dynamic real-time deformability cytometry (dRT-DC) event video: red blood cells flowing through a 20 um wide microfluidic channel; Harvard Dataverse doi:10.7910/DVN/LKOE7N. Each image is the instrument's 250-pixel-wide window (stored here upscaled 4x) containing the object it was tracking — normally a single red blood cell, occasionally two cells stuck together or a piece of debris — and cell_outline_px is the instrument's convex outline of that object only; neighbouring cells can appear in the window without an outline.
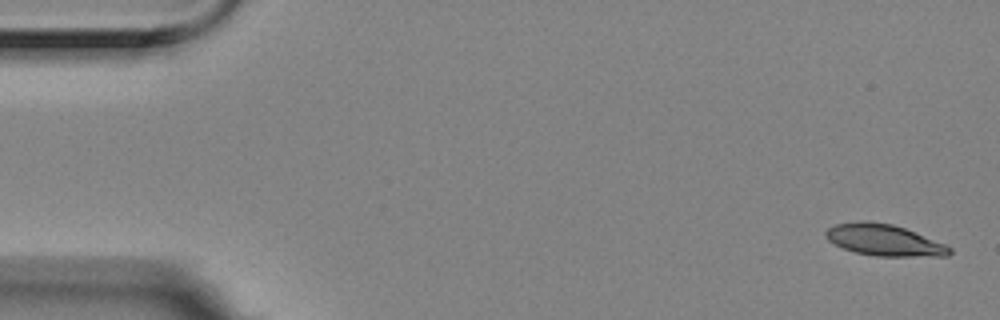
{"species": "Egyptian fruit bat (a non-hibernating species)", "species_latin": "Rousettus aegyptiacus", "temperature_condition": "room temperature", "stored_images_in_passage": 5, "camera_frame_rate_fps": 3000, "um_per_image_px": 0.085, "animal": {"sex": "female"}, "frame": {"image": 1, "passage_image": 1, "time_ms": 0.0, "image_size_px": [1000, 320], "cell_outline_px": [[952, 252], [948, 256], [876, 256], [856, 252], [844, 248], [828, 240], [824, 236], [824, 232], [828, 228], [836, 224], [860, 220], [868, 220], [892, 224], [904, 228], [944, 244], [952, 248]], "centroid_in_image_um": [75.13, 20.4], "position_along_channel_um": 9.9, "area_um2": 22.54}}